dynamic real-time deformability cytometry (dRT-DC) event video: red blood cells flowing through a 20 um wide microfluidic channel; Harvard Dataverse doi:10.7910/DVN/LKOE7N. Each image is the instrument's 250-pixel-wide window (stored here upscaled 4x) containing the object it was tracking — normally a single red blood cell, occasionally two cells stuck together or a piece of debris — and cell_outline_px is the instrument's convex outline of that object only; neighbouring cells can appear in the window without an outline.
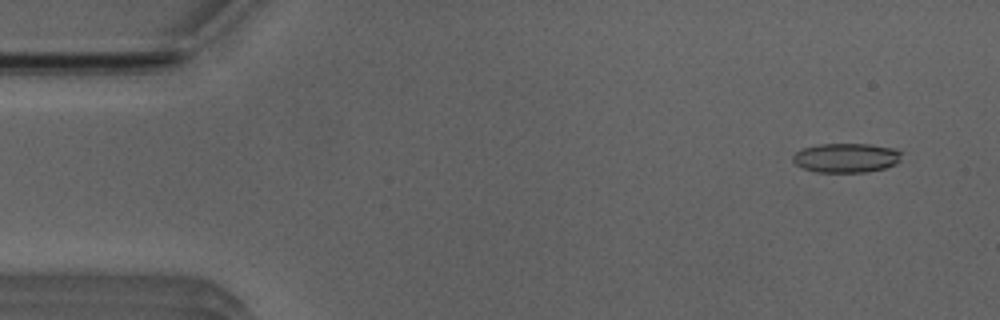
{"species": "Egyptian fruit bat (a non-hibernating species)", "species_latin": "Rousettus aegyptiacus", "temperature_condition": "room temperature", "stored_images_in_passage": 52, "camera_frame_rate_fps": 3000, "um_per_image_px": 0.085, "animal": {"sex": "male"}, "frame": {"image": 1, "passage_image": 4, "time_ms": 1.0, "image_size_px": [1000, 320], "cell_outline_px": [[900, 160], [896, 164], [884, 168], [868, 172], [816, 172], [804, 168], [796, 164], [792, 160], [792, 156], [796, 152], [804, 148], [820, 144], [868, 144], [896, 148], [900, 152]], "centroid_in_image_um": [71.94, 13.41], "position_along_channel_um": 13.1, "area_um2": 18.55}}
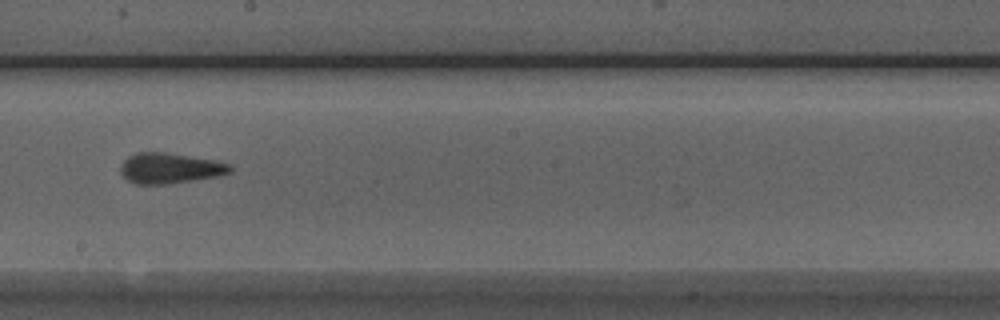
{"frame": {"image": 2, "passage_image": 29, "time_ms": 9.333, "image_size_px": [1000, 320], "cell_outline_px": [[232, 172], [216, 176], [168, 184], [136, 184], [128, 180], [120, 172], [120, 168], [124, 160], [128, 156], [136, 152], [164, 152], [212, 160], [232, 164]], "centroid_in_image_um": [14.42, 14.29], "position_along_channel_um": 233.8, "area_um2": 19.31}}
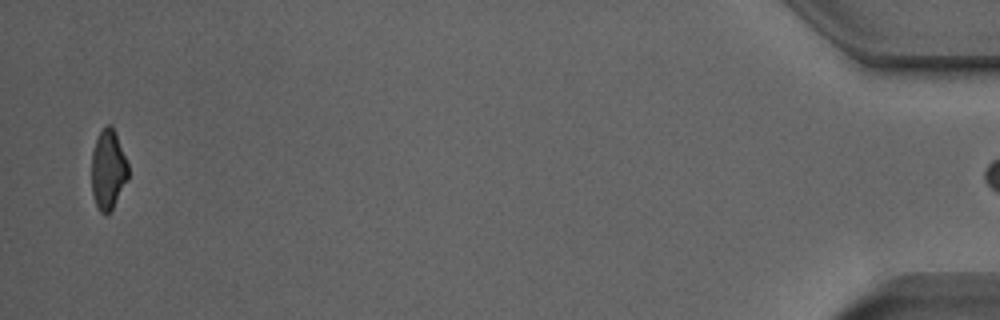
{"frame": {"image": 3, "passage_image": 51, "time_ms": 16.667, "image_size_px": [1000, 320], "cell_outline_px": [[128, 180], [112, 208], [104, 216], [100, 212], [96, 204], [92, 192], [92, 152], [96, 140], [100, 132], [108, 124], [112, 124], [116, 132], [128, 164]], "centroid_in_image_um": [9.2, 14.41], "position_along_channel_um": 426.0, "area_um2": 16.94}, "authors_computed_cell_mechanics": {"area_um2": 19.0162, "velocity_mm_per_s": 3.946, "shape_relaxation_time_tau1_ms": 10.7622, "shape_relaxation_time_tau2_ms": 1.6236, "deformation_change_tau1": 0.2173, "deformation_change_tau2": 0.0979}}